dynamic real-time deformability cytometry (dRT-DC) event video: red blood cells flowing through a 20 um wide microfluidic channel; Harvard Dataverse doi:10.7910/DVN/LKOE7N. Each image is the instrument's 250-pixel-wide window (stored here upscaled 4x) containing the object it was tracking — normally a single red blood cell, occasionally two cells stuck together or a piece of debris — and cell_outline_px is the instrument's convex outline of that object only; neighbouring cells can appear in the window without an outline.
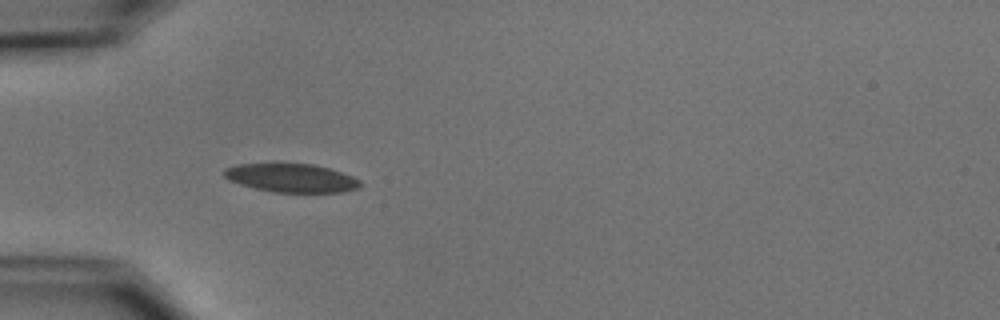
{"species": "common noctule bat (a hibernating species)", "species_latin": "Nyctalus noctula", "temperature_condition": "cold", "stored_images_in_passage": 30, "camera_frame_rate_fps": 3000, "um_per_image_px": 0.085, "animal": {"sex": "male", "body_mass_g": 15.6}, "frame": {"image": 1, "passage_image": 5, "time_ms": 1.333, "image_size_px": [1000, 320], "cell_outline_px": [[360, 188], [344, 192], [272, 192], [240, 184], [228, 180], [224, 176], [224, 168], [236, 164], [312, 164], [328, 168], [352, 176], [360, 180]], "centroid_in_image_um": [24.76, 15.13], "position_along_channel_um": 60.2, "area_um2": 22.48}, "authors_computed_cell_mechanics": {"area_um2": 20.0566, "velocity_mm_per_s": 3.7357, "shape_relaxation_time_tau1_ms": 2.328, "shape_relaxation_time_tau2_ms": 1.7446, "deformation_change_tau1": 0.0662, "deformation_change_tau2": 0.0533}}